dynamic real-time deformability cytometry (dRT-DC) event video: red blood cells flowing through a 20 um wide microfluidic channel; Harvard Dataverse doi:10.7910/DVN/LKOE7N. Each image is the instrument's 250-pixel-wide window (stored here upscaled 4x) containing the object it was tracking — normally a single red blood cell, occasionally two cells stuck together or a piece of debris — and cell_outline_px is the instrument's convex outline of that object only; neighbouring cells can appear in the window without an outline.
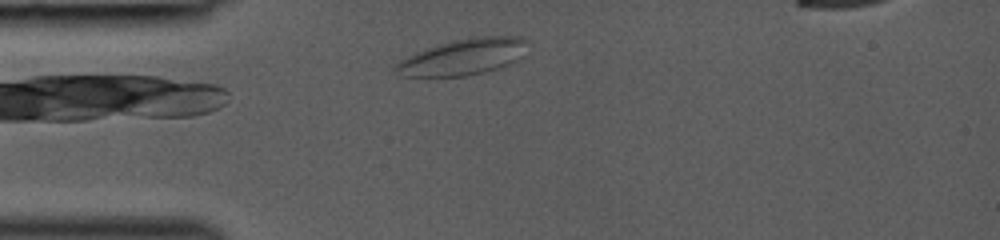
{"species": "common noctule bat (a hibernating species)", "species_latin": "Nyctalus noctula", "temperature_condition": "room temperature", "stored_images_in_passage": 31, "segment_of_instrument_passage": [1, 2], "camera_frame_rate_fps": 3000, "um_per_image_px": 0.085, "animal": {"sex": "female", "body_mass_g": 19.0, "forearm_length_mm": 53.3}, "frame": {"image": 1, "passage_image": 1, "time_ms": 0.0, "image_size_px": [1000, 240], "cell_outline_px": [[528, 40], [520, 60], [484, 72], [468, 76], [404, 76], [392, 72], [392, 64], [424, 48], [436, 44], [476, 36], [520, 36]], "centroid_in_image_um": [39.32, 4.83], "position_along_channel_um": 45.7, "area_um2": 28.03}}
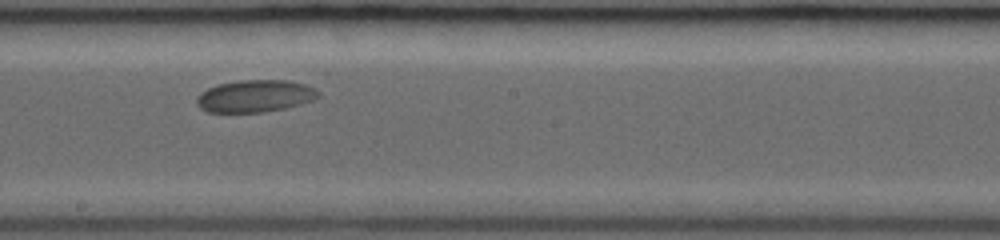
{"frame": {"image": 2, "passage_image": 15, "time_ms": 4.667, "image_size_px": [1000, 240], "cell_outline_px": [[320, 96], [316, 100], [284, 108], [264, 112], [208, 112], [200, 108], [196, 104], [196, 96], [200, 92], [216, 84], [240, 80], [288, 80], [304, 84], [316, 88], [320, 92]], "centroid_in_image_um": [21.69, 8.16], "position_along_channel_um": 226.5, "area_um2": 23.12}}
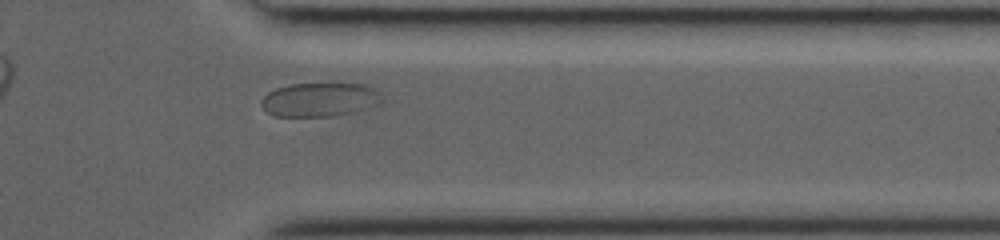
{"frame": {"image": 3, "passage_image": 26, "time_ms": 8.333, "image_size_px": [1000, 240], "cell_outline_px": [[384, 100], [380, 104], [372, 108], [356, 112], [332, 116], [272, 116], [260, 104], [260, 100], [268, 92], [276, 88], [288, 84], [332, 80], [364, 84], [372, 88], [384, 96]], "centroid_in_image_um": [27.24, 8.41], "position_along_channel_um": 384.2, "area_um2": 25.2}}